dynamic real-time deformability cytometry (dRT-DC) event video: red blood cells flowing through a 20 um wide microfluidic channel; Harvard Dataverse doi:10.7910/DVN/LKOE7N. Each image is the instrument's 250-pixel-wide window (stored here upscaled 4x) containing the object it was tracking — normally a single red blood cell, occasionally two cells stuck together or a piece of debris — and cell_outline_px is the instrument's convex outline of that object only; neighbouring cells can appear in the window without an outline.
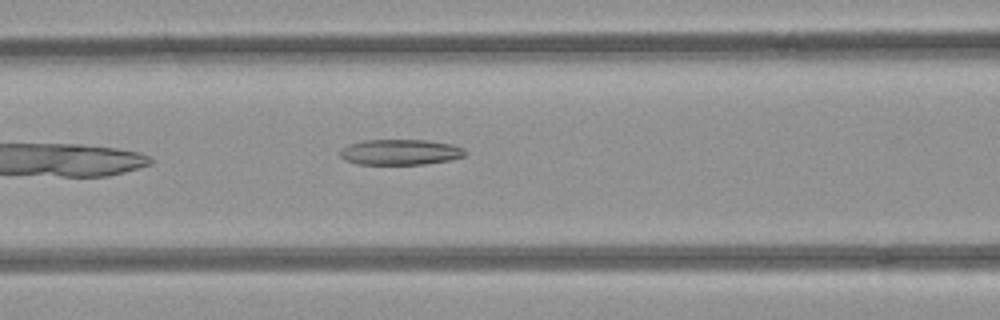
{"species": "common noctule bat (a hibernating species)", "species_latin": "Nyctalus noctula", "temperature_condition": "room temperature", "stored_images_in_passage": 4, "camera_frame_rate_fps": 3000, "um_per_image_px": 0.085, "animal": {"sex": "female", "body_mass_g": 21.9}, "frame": {"image": 1, "passage_image": 4, "time_ms": 1.0, "image_size_px": [1000, 320], "cell_outline_px": [[468, 152], [464, 156], [448, 160], [424, 164], [356, 164], [344, 160], [340, 156], [340, 148], [348, 144], [364, 140], [424, 140], [452, 144], [464, 148]], "centroid_in_image_um": [34.0, 12.93], "position_along_channel_um": 132.6, "area_um2": 18.73}}